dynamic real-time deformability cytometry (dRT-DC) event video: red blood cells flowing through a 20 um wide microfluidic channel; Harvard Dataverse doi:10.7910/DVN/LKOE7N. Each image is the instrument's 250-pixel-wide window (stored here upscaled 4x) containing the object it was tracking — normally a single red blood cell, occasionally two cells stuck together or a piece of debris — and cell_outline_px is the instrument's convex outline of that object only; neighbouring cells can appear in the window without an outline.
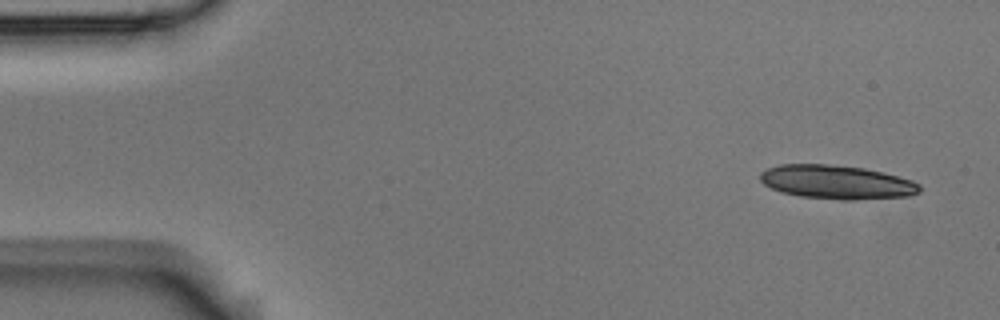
{"species": "Egyptian fruit bat (a non-hibernating species)", "species_latin": "Rousettus aegyptiacus", "temperature_condition": "room temperature", "stored_images_in_passage": 3, "camera_frame_rate_fps": 3000, "um_per_image_px": 0.085, "animal": {"sex": "male"}, "frame": {"image": 1, "passage_image": 1, "time_ms": 0.0, "image_size_px": [1000, 320], "cell_outline_px": [[920, 192], [912, 196], [856, 200], [840, 200], [800, 196], [780, 192], [764, 184], [760, 180], [760, 172], [768, 168], [780, 164], [828, 164], [864, 168], [912, 180], [920, 184]], "centroid_in_image_um": [71.12, 15.49], "position_along_channel_um": 13.9, "area_um2": 31.56}}